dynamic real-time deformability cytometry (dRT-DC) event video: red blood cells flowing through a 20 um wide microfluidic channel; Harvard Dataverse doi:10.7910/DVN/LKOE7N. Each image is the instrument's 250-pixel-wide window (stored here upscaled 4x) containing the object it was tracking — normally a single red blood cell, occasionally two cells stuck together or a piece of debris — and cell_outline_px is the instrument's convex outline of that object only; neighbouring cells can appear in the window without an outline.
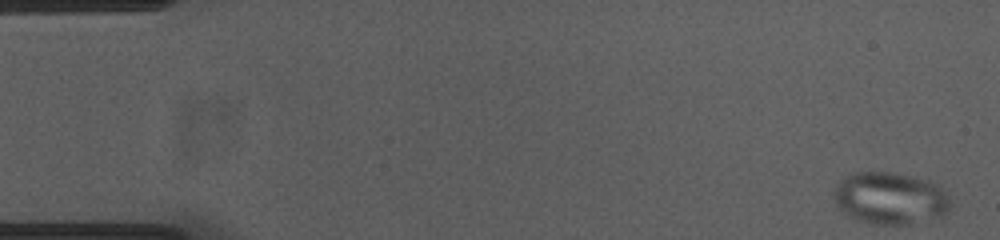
{"species": "common noctule bat (a hibernating species)", "species_latin": "Nyctalus noctula", "temperature_condition": "cold", "stored_images_in_passage": 54, "camera_frame_rate_fps": 3000, "um_per_image_px": 0.085, "animal": {"sex": "female", "body_mass_g": 23.0, "forearm_length_mm": 53.4}, "frame": {"image": 1, "passage_image": 1, "time_ms": 0.0, "image_size_px": [1000, 240], "cell_outline_px": [[952, 204], [948, 212], [944, 216], [912, 224], [868, 224], [856, 220], [848, 216], [836, 204], [832, 196], [832, 192], [836, 184], [844, 176], [852, 172], [892, 172], [912, 176], [928, 180], [936, 184], [948, 196]], "centroid_in_image_um": [75.64, 16.86], "position_along_channel_um": 9.4, "area_um2": 36.01}}
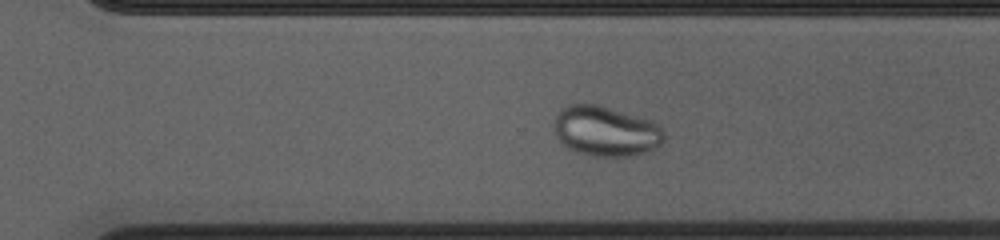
{"frame": {"image": 2, "passage_image": 37, "time_ms": 12.0, "image_size_px": [1000, 240], "cell_outline_px": [[664, 140], [660, 144], [648, 152], [636, 156], [592, 156], [576, 152], [568, 148], [556, 136], [556, 116], [560, 108], [568, 104], [596, 104], [640, 116], [652, 120], [660, 124], [664, 128]], "centroid_in_image_um": [51.55, 11.15], "position_along_channel_um": 319.1, "area_um2": 32.37}}
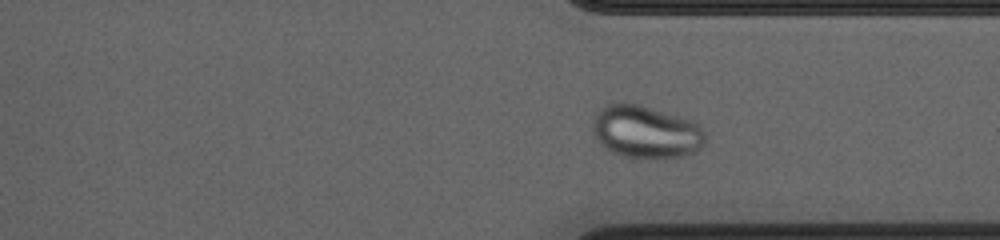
{"frame": {"image": 3, "passage_image": 40, "time_ms": 13.0, "image_size_px": [1000, 240], "cell_outline_px": [[704, 144], [696, 152], [684, 156], [660, 160], [648, 160], [620, 156], [604, 148], [600, 144], [592, 132], [592, 120], [596, 112], [600, 108], [608, 104], [620, 100], [640, 104], [692, 120], [700, 124], [704, 132]], "centroid_in_image_um": [54.87, 11.22], "position_along_channel_um": 356.5, "area_um2": 35.84}}